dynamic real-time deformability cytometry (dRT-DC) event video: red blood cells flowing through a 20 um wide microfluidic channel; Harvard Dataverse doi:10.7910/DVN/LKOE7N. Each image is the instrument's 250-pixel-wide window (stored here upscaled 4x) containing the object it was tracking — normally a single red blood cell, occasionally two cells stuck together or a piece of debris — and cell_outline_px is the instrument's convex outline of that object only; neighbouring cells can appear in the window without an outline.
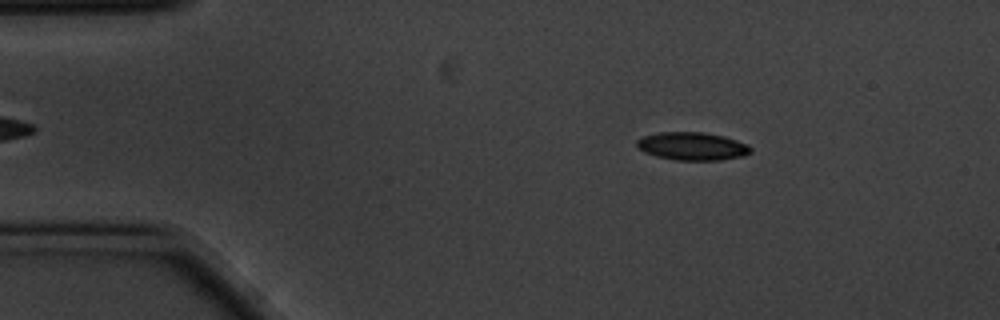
{"species": "common noctule bat (a hibernating species)", "species_latin": "Nyctalus noctula", "temperature_condition": "cold", "stored_images_in_passage": 56, "camera_frame_rate_fps": 3000, "um_per_image_px": 0.085, "animal": {"sex": "male", "body_mass_g": 20.1, "forearm_length_mm": 53.5}, "frame": {"image": 1, "passage_image": 8, "time_ms": 2.333, "image_size_px": [1000, 320], "cell_outline_px": [[752, 152], [744, 156], [720, 160], [676, 160], [656, 156], [644, 152], [636, 148], [636, 140], [644, 136], [660, 132], [704, 132], [724, 136], [748, 144], [752, 148]], "centroid_in_image_um": [58.85, 12.43], "position_along_channel_um": 26.2, "area_um2": 18.73}}
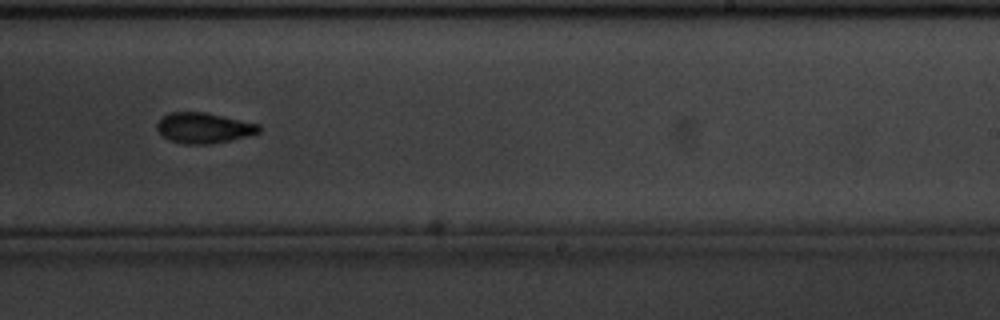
{"frame": {"image": 2, "passage_image": 34, "time_ms": 11.0, "image_size_px": [1000, 320], "cell_outline_px": [[260, 132], [248, 136], [208, 144], [188, 144], [168, 140], [156, 128], [156, 124], [168, 112], [204, 112], [260, 124]], "centroid_in_image_um": [17.32, 10.87], "position_along_channel_um": 271.7, "area_um2": 17.92}}
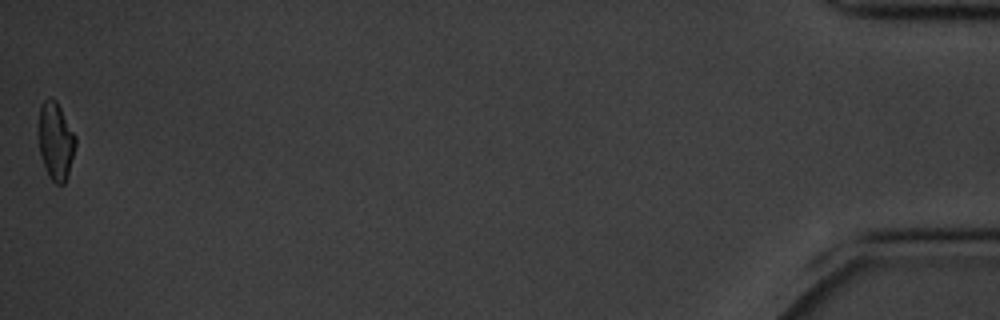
{"frame": {"image": 3, "passage_image": 56, "time_ms": 18.333, "image_size_px": [1000, 320], "cell_outline_px": [[76, 144], [68, 172], [64, 184], [56, 184], [48, 176], [44, 168], [40, 152], [36, 132], [40, 104], [48, 96], [52, 96], [56, 100], [76, 136]], "centroid_in_image_um": [4.68, 11.93], "position_along_channel_um": 430.5, "area_um2": 17.17}, "authors_computed_cell_mechanics": {"area_um2": 18.0625, "velocity_mm_per_s": 3.4917, "shape_relaxation_time_tau1_ms": 2.9143, "shape_relaxation_time_tau2_ms": 6.171, "deformation_change_tau1": 0.119, "deformation_change_tau2": 0.115}}